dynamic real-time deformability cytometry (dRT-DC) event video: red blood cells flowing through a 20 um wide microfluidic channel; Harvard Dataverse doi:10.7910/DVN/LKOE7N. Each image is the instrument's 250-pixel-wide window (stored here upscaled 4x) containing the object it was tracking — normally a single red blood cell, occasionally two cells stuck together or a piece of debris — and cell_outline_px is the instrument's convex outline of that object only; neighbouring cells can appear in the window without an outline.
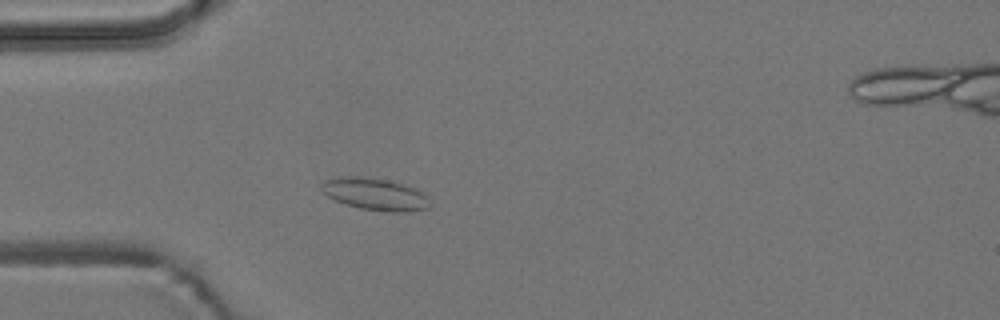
{"species": "common noctule bat (a hibernating species)", "species_latin": "Nyctalus noctula", "temperature_condition": "room temperature", "stored_images_in_passage": 3, "camera_frame_rate_fps": 3000, "um_per_image_px": 0.085, "animal": {"sex": "male", "body_mass_g": 19.2, "forearm_length_mm": 51.8}, "frame": {"image": 1, "passage_image": 3, "time_ms": 0.667, "image_size_px": [1000, 320], "cell_outline_px": [[428, 208], [400, 212], [388, 212], [360, 208], [336, 200], [328, 196], [320, 188], [320, 184], [324, 180], [336, 176], [360, 176], [388, 180], [404, 184], [416, 188], [428, 196]], "centroid_in_image_um": [31.85, 16.48], "position_along_channel_um": 53.1, "area_um2": 20.23}}